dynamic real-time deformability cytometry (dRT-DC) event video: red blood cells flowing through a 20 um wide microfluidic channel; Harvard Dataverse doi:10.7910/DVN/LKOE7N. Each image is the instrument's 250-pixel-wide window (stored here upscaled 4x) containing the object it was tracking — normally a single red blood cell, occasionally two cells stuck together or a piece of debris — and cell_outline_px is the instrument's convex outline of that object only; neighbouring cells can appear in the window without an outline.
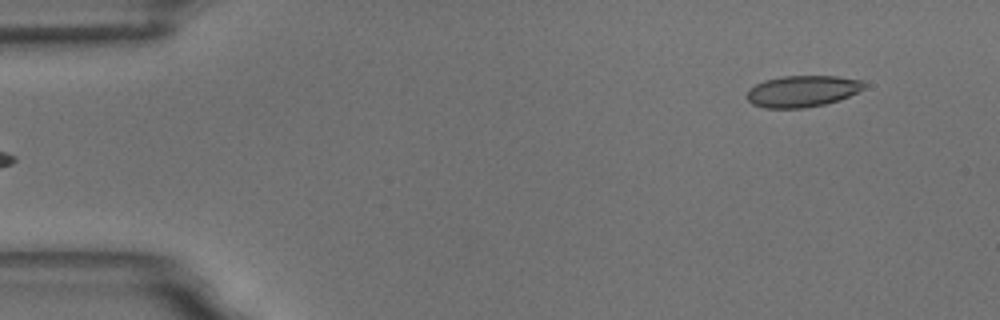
{"species": "common noctule bat (a hibernating species)", "species_latin": "Nyctalus noctula", "temperature_condition": "room temperature", "stored_images_in_passage": 5, "segment_of_instrument_passage": [2, 2], "camera_frame_rate_fps": 3000, "um_per_image_px": 0.085, "animal": {"sex": "male", "body_mass_g": 18.8}, "frame": {"image": 1, "passage_image": 5, "time_ms": 4.667, "image_size_px": [1000, 320], "cell_outline_px": [[864, 88], [840, 100], [824, 104], [804, 108], [764, 108], [752, 104], [748, 100], [748, 92], [756, 84], [764, 80], [784, 76], [836, 76], [864, 80]], "centroid_in_image_um": [68.21, 7.75], "position_along_channel_um": 16.8, "area_um2": 21.33}}